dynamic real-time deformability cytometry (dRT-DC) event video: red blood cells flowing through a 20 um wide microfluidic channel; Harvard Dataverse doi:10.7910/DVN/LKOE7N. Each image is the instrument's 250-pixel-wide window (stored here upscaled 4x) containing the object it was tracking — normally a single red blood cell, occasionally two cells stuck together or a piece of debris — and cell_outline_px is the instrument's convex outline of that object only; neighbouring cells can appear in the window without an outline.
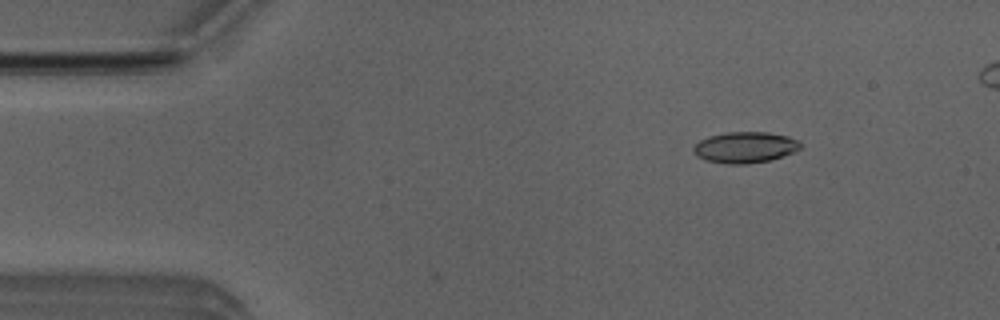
{"species": "Egyptian fruit bat (a non-hibernating species)", "species_latin": "Rousettus aegyptiacus", "temperature_condition": "room temperature", "stored_images_in_passage": 49, "camera_frame_rate_fps": 3000, "um_per_image_px": 0.085, "animal": {"sex": "male"}, "frame": {"image": 1, "passage_image": 7, "time_ms": 2.0, "image_size_px": [1000, 320], "cell_outline_px": [[804, 144], [800, 148], [792, 152], [768, 160], [744, 164], [728, 164], [704, 160], [696, 156], [692, 148], [700, 140], [708, 136], [728, 132], [768, 132], [788, 136]], "centroid_in_image_um": [63.3, 12.52], "position_along_channel_um": 21.7, "area_um2": 19.25}}
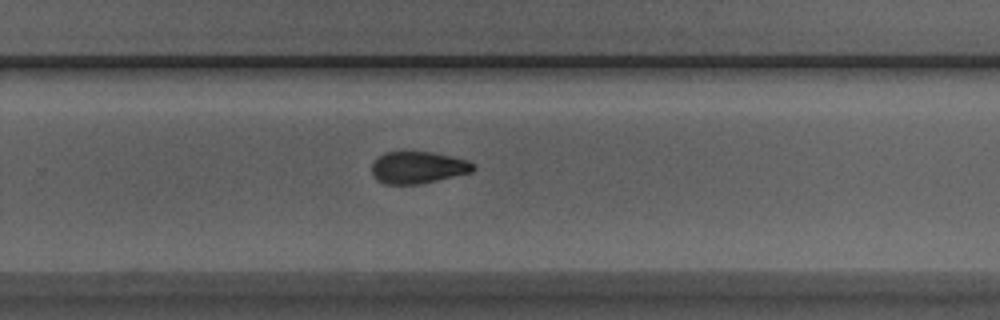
{"frame": {"image": 2, "passage_image": 33, "time_ms": 10.667, "image_size_px": [1000, 320], "cell_outline_px": [[476, 168], [472, 172], [420, 184], [384, 184], [376, 180], [372, 176], [372, 164], [376, 156], [384, 152], [432, 152], [452, 156], [468, 160], [476, 164]], "centroid_in_image_um": [35.52, 14.23], "position_along_channel_um": 294.3, "area_um2": 19.19}}
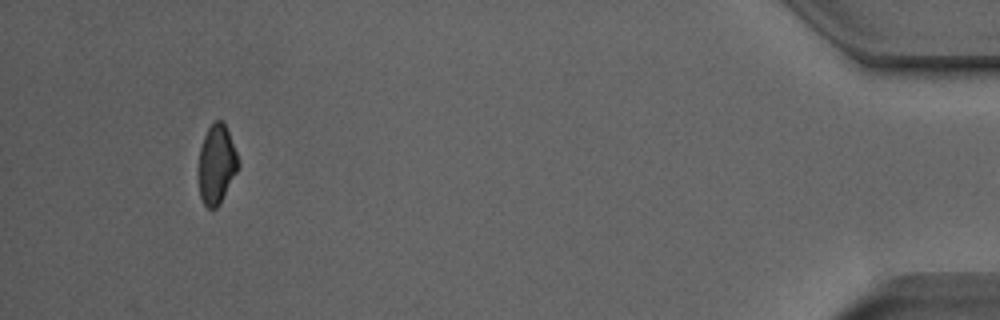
{"frame": {"image": 3, "passage_image": 48, "time_ms": 15.667, "image_size_px": [1000, 320], "cell_outline_px": [[240, 164], [236, 172], [216, 208], [208, 208], [204, 204], [200, 196], [196, 172], [200, 148], [204, 136], [208, 128], [216, 120], [224, 120], [236, 152]], "centroid_in_image_um": [18.36, 13.94], "position_along_channel_um": 416.8, "area_um2": 18.38}}